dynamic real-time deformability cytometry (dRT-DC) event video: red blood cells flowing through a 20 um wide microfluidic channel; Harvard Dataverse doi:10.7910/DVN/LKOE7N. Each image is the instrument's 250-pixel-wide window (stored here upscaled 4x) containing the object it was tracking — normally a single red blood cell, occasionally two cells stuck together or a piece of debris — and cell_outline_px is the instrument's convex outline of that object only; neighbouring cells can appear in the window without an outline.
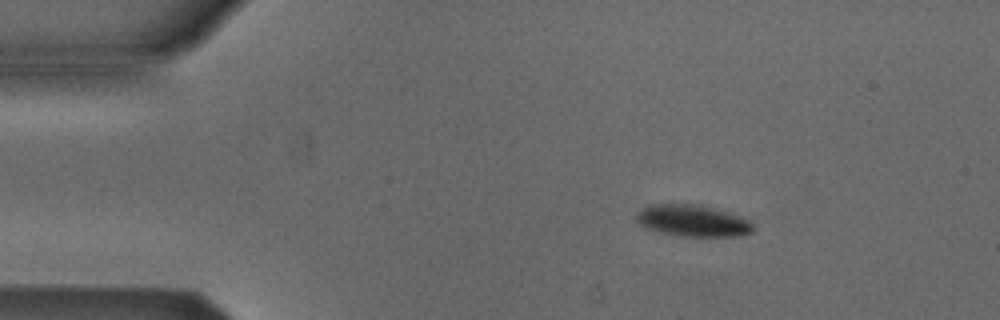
{"species": "Egyptian fruit bat (a non-hibernating species)", "species_latin": "Rousettus aegyptiacus", "temperature_condition": "cold", "stored_images_in_passage": 3, "camera_frame_rate_fps": 3000, "um_per_image_px": 0.085, "animal": {"sex": "male"}, "frame": {"image": 1, "passage_image": 1, "time_ms": 0.0, "image_size_px": [1000, 320], "cell_outline_px": [[756, 228], [752, 232], [740, 236], [680, 236], [644, 228], [636, 220], [636, 212], [640, 208], [648, 204], [696, 204], [712, 208], [740, 216], [748, 220]], "centroid_in_image_um": [58.84, 18.76], "position_along_channel_um": 26.2, "area_um2": 21.56}}
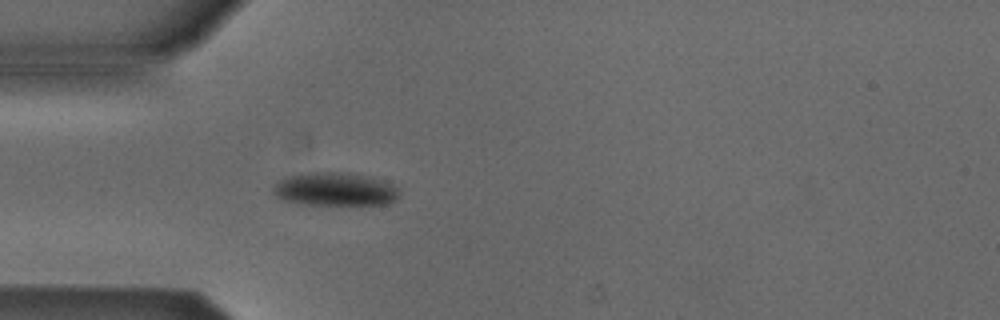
{"frame": {"image": 2, "passage_image": 3, "time_ms": 2.333, "image_size_px": [1000, 320], "cell_outline_px": [[400, 196], [396, 200], [388, 204], [300, 204], [280, 200], [272, 192], [272, 188], [280, 180], [288, 176], [316, 172], [348, 172], [364, 176], [392, 184], [396, 188]], "centroid_in_image_um": [28.43, 16.1], "position_along_channel_um": 56.6, "area_um2": 24.28}}